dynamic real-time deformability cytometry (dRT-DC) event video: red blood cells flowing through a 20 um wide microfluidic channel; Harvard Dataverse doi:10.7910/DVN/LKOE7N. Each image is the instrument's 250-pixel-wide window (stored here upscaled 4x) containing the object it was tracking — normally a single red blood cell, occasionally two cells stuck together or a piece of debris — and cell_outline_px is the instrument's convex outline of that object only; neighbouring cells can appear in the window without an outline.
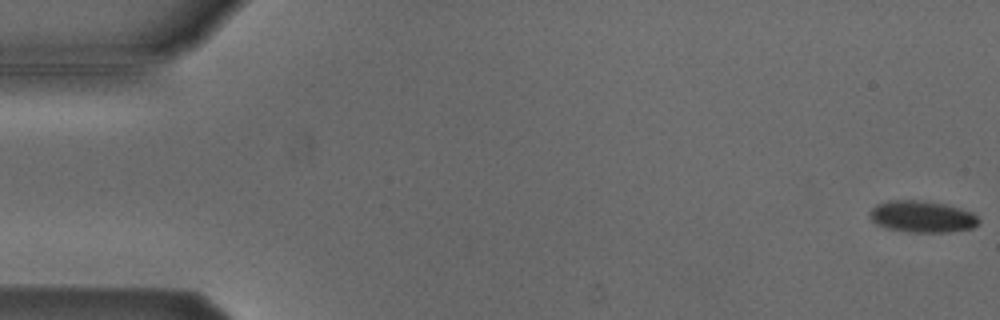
{"species": "Egyptian fruit bat (a non-hibernating species)", "species_latin": "Rousettus aegyptiacus", "temperature_condition": "cold", "stored_images_in_passage": 54, "camera_frame_rate_fps": 3000, "um_per_image_px": 0.085, "animal": {"sex": "male"}, "frame": {"image": 1, "passage_image": 1, "time_ms": 0.0, "image_size_px": [1000, 320], "cell_outline_px": [[980, 220], [972, 228], [948, 232], [908, 232], [888, 228], [876, 224], [872, 220], [868, 212], [876, 204], [888, 200], [920, 200], [944, 204], [960, 208], [972, 212]], "centroid_in_image_um": [78.35, 18.4], "position_along_channel_um": 6.7, "area_um2": 20.06}}
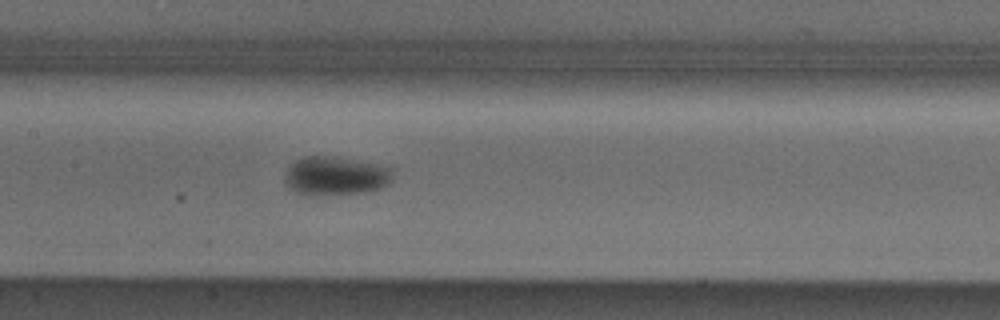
{"frame": {"image": 2, "passage_image": 26, "time_ms": 8.333, "image_size_px": [1000, 320], "cell_outline_px": [[392, 180], [388, 184], [380, 188], [364, 192], [324, 196], [308, 196], [296, 192], [284, 180], [284, 176], [288, 168], [296, 160], [304, 156], [324, 156], [372, 164], [392, 168]], "centroid_in_image_um": [28.48, 14.99], "position_along_channel_um": 178.9, "area_um2": 24.04}}
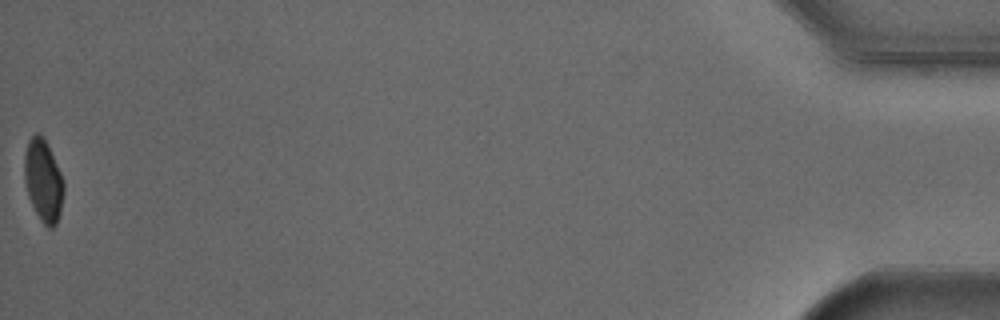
{"frame": {"image": 3, "passage_image": 54, "time_ms": 17.667, "image_size_px": [1000, 320], "cell_outline_px": [[64, 192], [60, 212], [56, 224], [52, 228], [48, 228], [40, 220], [28, 196], [24, 180], [24, 156], [28, 140], [36, 132], [48, 144], [60, 172], [64, 184]], "centroid_in_image_um": [3.67, 15.36], "position_along_channel_um": 431.5, "area_um2": 18.73}, "authors_computed_cell_mechanics": {"area_um2": 21.097, "velocity_mm_per_s": 3.8348, "shape_relaxation_time_tau1_ms": 5.884, "shape_relaxation_time_tau2_ms": null, "deformation_change_tau1": 0.1212, "deformation_change_tau2": null}}